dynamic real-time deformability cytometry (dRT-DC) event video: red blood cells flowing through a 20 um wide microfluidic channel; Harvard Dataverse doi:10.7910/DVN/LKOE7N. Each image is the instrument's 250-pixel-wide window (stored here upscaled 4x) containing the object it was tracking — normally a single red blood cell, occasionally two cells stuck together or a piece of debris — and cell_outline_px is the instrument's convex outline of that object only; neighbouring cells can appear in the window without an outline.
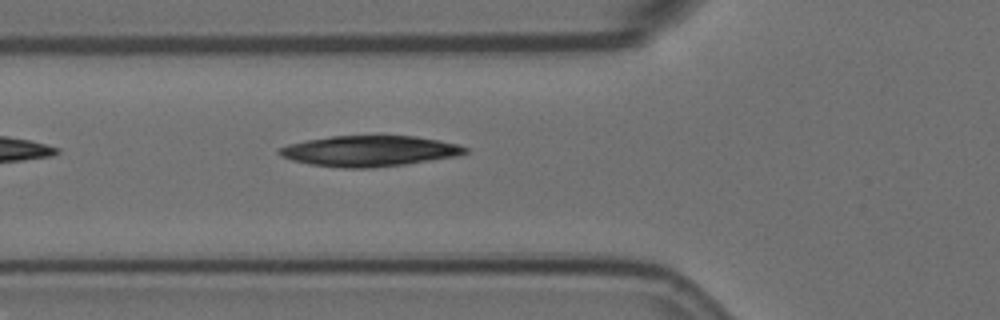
{"species": "Egyptian fruit bat (a non-hibernating species)", "species_latin": "Rousettus aegyptiacus", "temperature_condition": "room temperature", "stored_images_in_passage": 2, "camera_frame_rate_fps": 3000, "um_per_image_px": 0.085, "animal": {"sex": "female"}, "frame": {"image": 1, "passage_image": 2, "time_ms": 0.333, "image_size_px": [1000, 320], "cell_outline_px": [[468, 152], [456, 156], [404, 164], [372, 168], [344, 168], [312, 164], [292, 160], [280, 156], [276, 152], [280, 148], [288, 144], [304, 140], [332, 136], [376, 132], [380, 132], [416, 136], [440, 140], [456, 144], [468, 148]], "centroid_in_image_um": [31.39, 12.78], "position_along_channel_um": 94.4, "area_um2": 34.39}}